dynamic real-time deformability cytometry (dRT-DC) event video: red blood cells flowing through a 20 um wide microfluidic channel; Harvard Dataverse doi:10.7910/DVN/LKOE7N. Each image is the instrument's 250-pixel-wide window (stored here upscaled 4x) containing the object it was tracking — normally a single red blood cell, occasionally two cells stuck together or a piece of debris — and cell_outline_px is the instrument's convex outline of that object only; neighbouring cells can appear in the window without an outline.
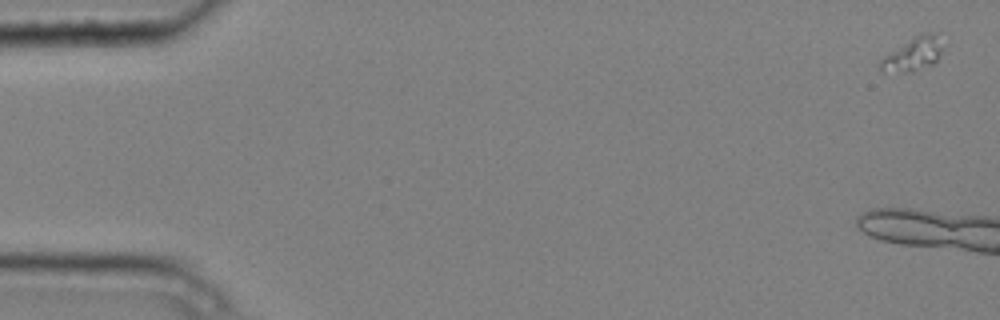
{"species": "common noctule bat (a hibernating species)", "species_latin": "Nyctalus noctula", "temperature_condition": "cold", "stored_images_in_passage": 6, "camera_frame_rate_fps": 3000, "um_per_image_px": 0.085, "animal": {"sex": "male", "body_mass_g": 20.4}, "frame": {"image": 1, "passage_image": 1, "time_ms": 0.0, "image_size_px": [1000, 320], "cell_outline_px": [[940, 52], [936, 60], [932, 64], [912, 72], [884, 72], [880, 68], [880, 60], [884, 56], [912, 36], [924, 32], [932, 32], [940, 48]], "centroid_in_image_um": [77.52, 4.62], "position_along_channel_um": 7.5, "area_um2": 11.73}}